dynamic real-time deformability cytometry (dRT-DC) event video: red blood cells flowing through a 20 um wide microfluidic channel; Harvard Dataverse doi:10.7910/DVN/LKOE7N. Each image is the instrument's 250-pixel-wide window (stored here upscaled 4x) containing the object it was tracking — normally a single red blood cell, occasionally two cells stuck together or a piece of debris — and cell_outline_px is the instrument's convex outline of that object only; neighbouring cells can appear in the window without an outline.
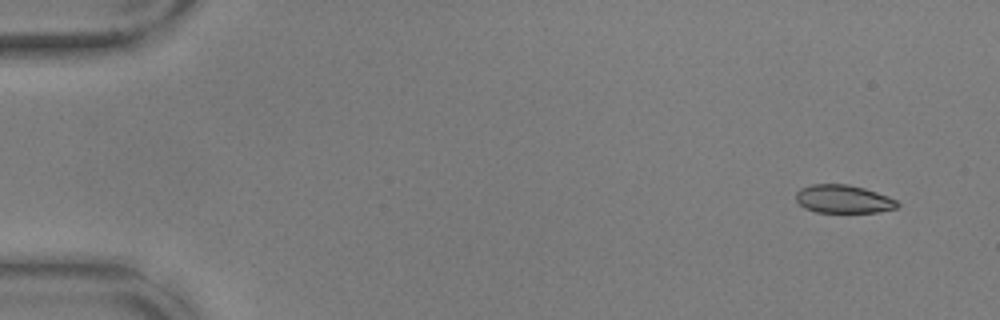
{"species": "common noctule bat (a hibernating species)", "species_latin": "Nyctalus noctula", "temperature_condition": "warm", "stored_images_in_passage": 53, "camera_frame_rate_fps": 3000, "um_per_image_px": 0.085, "animal": {"sex": "male", "body_mass_g": 17.9, "forearm_length_mm": 54.2}, "frame": {"image": 1, "passage_image": 1, "time_ms": 0.0, "image_size_px": [1000, 320], "cell_outline_px": [[900, 204], [896, 208], [880, 212], [816, 212], [804, 208], [796, 200], [796, 192], [800, 188], [812, 184], [848, 184], [864, 188], [888, 196], [896, 200]], "centroid_in_image_um": [71.68, 16.92], "position_along_channel_um": 13.3, "area_um2": 16.7}}
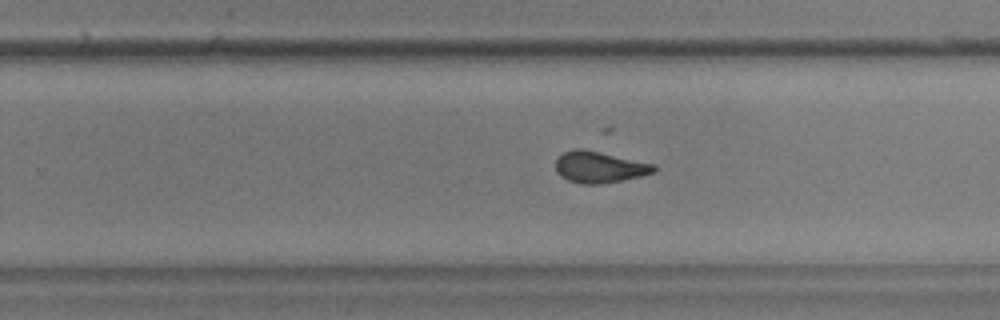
{"frame": {"image": 2, "passage_image": 33, "time_ms": 10.667, "image_size_px": [1000, 320], "cell_outline_px": [[656, 172], [640, 176], [600, 184], [584, 184], [568, 180], [560, 176], [556, 172], [556, 160], [564, 152], [576, 148], [584, 148], [656, 164]], "centroid_in_image_um": [50.96, 14.19], "position_along_channel_um": 278.8, "area_um2": 18.03}}
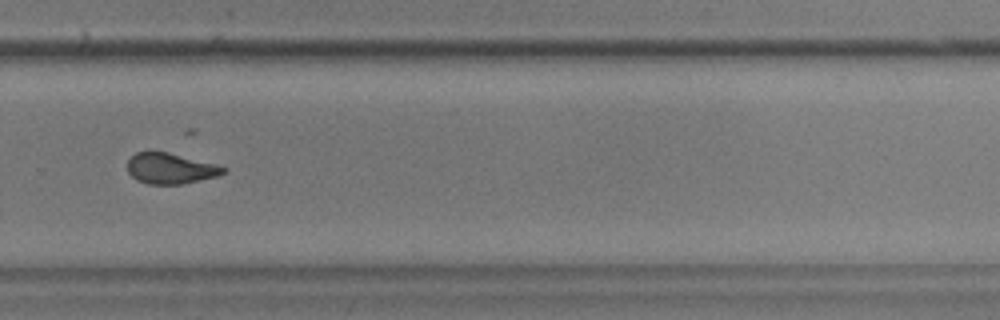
{"frame": {"image": 3, "passage_image": 36, "time_ms": 11.667, "image_size_px": [1000, 320], "cell_outline_px": [[228, 168], [224, 172], [216, 176], [184, 184], [148, 184], [136, 180], [128, 172], [128, 160], [136, 152], [152, 148], [216, 164]], "centroid_in_image_um": [14.44, 14.28], "position_along_channel_um": 315.4, "area_um2": 17.51}, "authors_computed_cell_mechanics": {"area_um2": 18.1492, "velocity_mm_per_s": 3.6619, "shape_relaxation_time_tau1_ms": 4.5424, "shape_relaxation_time_tau2_ms": 1.0718, "deformation_change_tau1": 0.1108, "deformation_change_tau2": 0.0529}}